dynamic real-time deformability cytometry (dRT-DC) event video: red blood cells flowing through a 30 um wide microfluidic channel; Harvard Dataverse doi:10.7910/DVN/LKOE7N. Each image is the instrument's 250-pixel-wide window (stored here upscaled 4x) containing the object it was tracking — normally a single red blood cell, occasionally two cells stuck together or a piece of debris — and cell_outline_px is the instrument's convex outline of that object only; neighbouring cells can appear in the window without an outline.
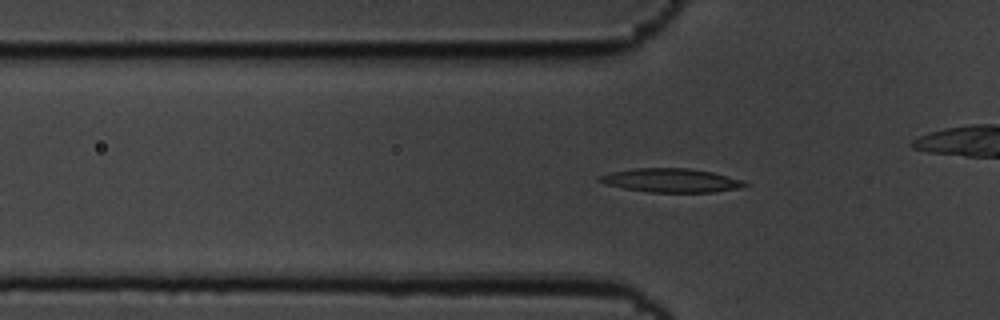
{"species": "common noctule bat (a hibernating species)", "species_latin": "Nyctalus noctula", "temperature_condition": "cold", "stored_images_in_passage": 38, "camera_frame_rate_fps": 3000, "um_per_image_px": 0.085, "animal": {"sex": "male", "body_mass_g": 19.5, "forearm_length_mm": 54.6}, "frame": {"image": 1, "passage_image": 9, "time_ms": 2.667, "image_size_px": [1000, 320], "cell_outline_px": [[748, 184], [736, 188], [712, 192], [648, 192], [624, 188], [608, 184], [596, 180], [596, 176], [612, 172], [636, 168], [688, 168], [712, 172], [744, 180]], "centroid_in_image_um": [57.01, 15.32], "position_along_channel_um": 68.8, "area_um2": 19.94}}
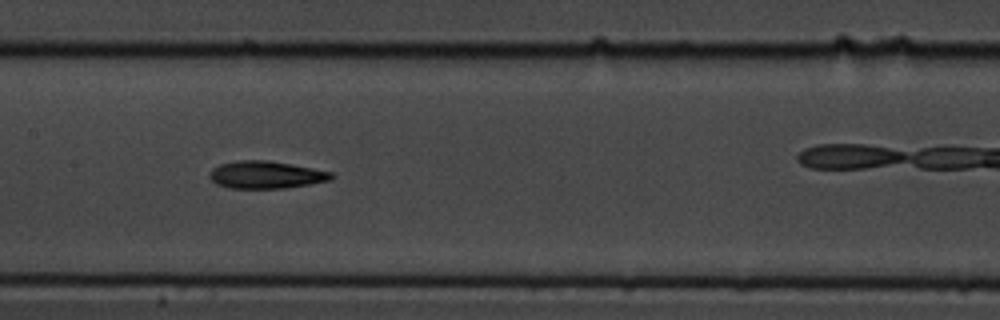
{"frame": {"image": 2, "passage_image": 19, "time_ms": 6.0, "image_size_px": [1000, 320], "cell_outline_px": [[336, 176], [332, 180], [284, 188], [228, 188], [216, 184], [208, 176], [212, 168], [220, 164], [236, 160], [268, 160], [312, 168], [332, 172]], "centroid_in_image_um": [22.6, 14.85], "position_along_channel_um": 184.8, "area_um2": 19.54}}
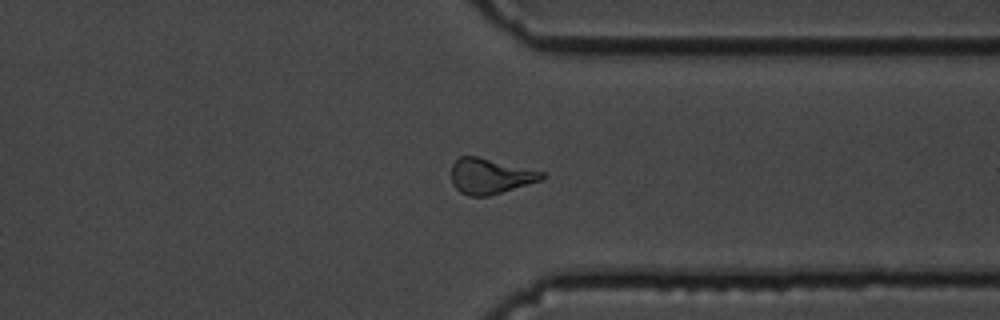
{"frame": {"image": 3, "passage_image": 35, "time_ms": 11.333, "image_size_px": [1000, 320], "cell_outline_px": [[548, 176], [540, 180], [488, 196], [468, 196], [460, 192], [452, 184], [452, 164], [460, 156], [476, 156], [544, 172]], "centroid_in_image_um": [41.64, 14.97], "position_along_channel_um": 369.8, "area_um2": 18.44}}